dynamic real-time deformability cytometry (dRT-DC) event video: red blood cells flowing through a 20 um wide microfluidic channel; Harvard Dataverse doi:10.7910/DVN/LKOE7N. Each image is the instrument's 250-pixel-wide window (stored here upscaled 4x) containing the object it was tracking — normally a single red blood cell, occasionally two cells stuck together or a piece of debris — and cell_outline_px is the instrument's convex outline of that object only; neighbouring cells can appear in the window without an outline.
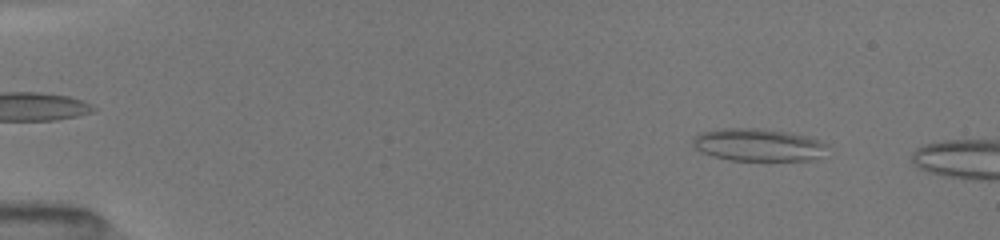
{"species": "common noctule bat (a hibernating species)", "species_latin": "Nyctalus noctula", "temperature_condition": "room temperature", "stored_images_in_passage": 16, "camera_frame_rate_fps": 3000, "um_per_image_px": 0.085, "animal": {"sex": "female", "body_mass_g": 19.5, "forearm_length_mm": 54.1}, "frame": {"image": 1, "passage_image": 9, "time_ms": 2.0, "image_size_px": [1000, 240], "cell_outline_px": [[812, 144], [796, 160], [736, 160], [716, 156], [704, 152], [700, 148], [696, 140], [700, 136], [712, 132], [764, 132], [804, 140]], "centroid_in_image_um": [63.95, 12.41], "position_along_channel_um": 21.0, "area_um2": 18.9}}